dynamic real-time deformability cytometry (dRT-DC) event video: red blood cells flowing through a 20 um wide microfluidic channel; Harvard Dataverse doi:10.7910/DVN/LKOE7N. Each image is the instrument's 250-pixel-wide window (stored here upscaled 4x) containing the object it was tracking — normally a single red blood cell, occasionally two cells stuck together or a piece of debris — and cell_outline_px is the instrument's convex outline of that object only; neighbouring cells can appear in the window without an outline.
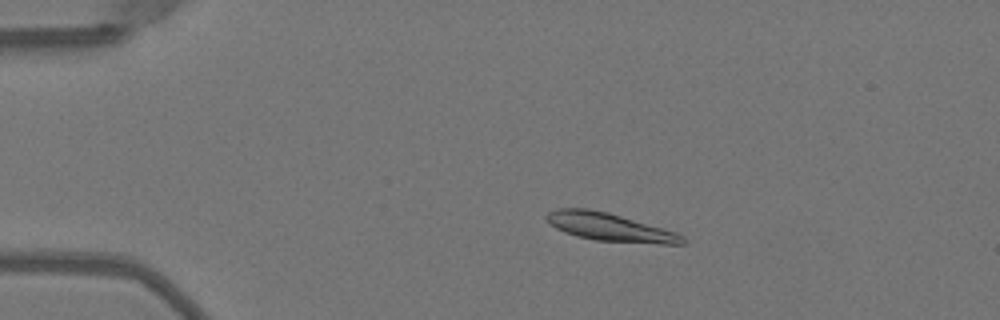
{"species": "Egyptian fruit bat (a non-hibernating species)", "species_latin": "Rousettus aegyptiacus", "temperature_condition": "warm", "stored_images_in_passage": 51, "camera_frame_rate_fps": 3000, "um_per_image_px": 0.085, "animal": {"sex": "female"}, "frame": {"image": 1, "passage_image": 11, "time_ms": 3.333, "image_size_px": [1000, 320], "cell_outline_px": [[688, 240], [684, 244], [660, 244], [596, 240], [576, 236], [564, 232], [556, 228], [544, 216], [548, 212], [556, 208], [588, 208], [608, 212], [676, 232], [684, 236]], "centroid_in_image_um": [51.85, 19.3], "position_along_channel_um": 33.2, "area_um2": 22.2}}
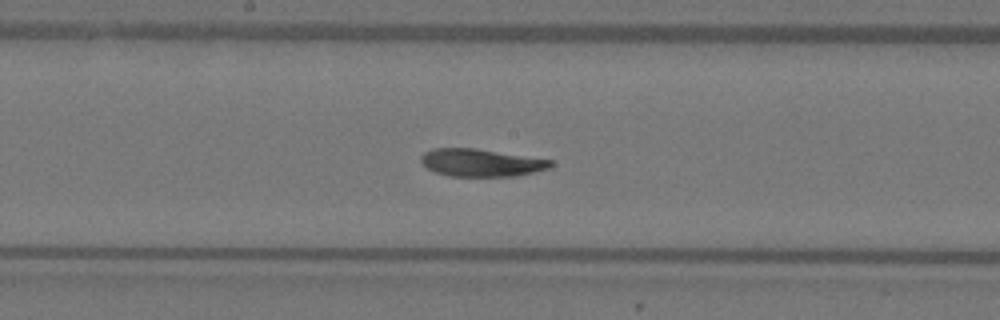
{"frame": {"image": 2, "passage_image": 28, "time_ms": 9.0, "image_size_px": [1000, 320], "cell_outline_px": [[552, 164], [548, 168], [516, 176], [448, 176], [436, 172], [428, 168], [420, 160], [420, 156], [424, 152], [432, 148], [476, 148], [552, 160]], "centroid_in_image_um": [40.85, 13.82], "position_along_channel_um": 207.3, "area_um2": 20.69}}
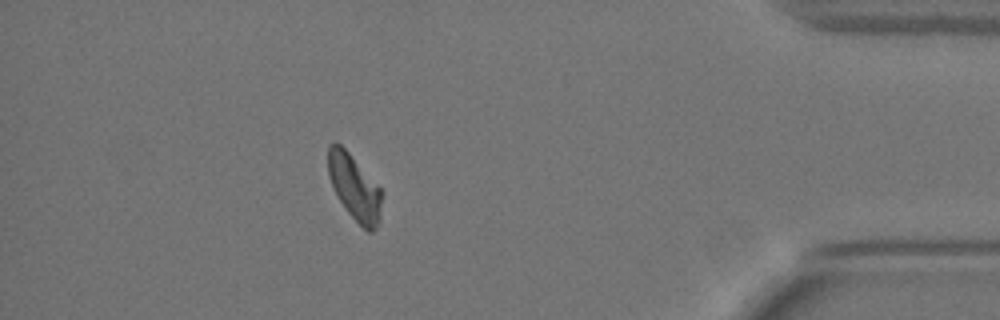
{"frame": {"image": 3, "passage_image": 46, "time_ms": 15.0, "image_size_px": [1000, 320], "cell_outline_px": [[384, 192], [380, 220], [376, 228], [372, 232], [368, 232], [344, 208], [328, 176], [328, 144], [336, 140], [348, 152]], "centroid_in_image_um": [30.15, 15.93], "position_along_channel_um": 405.0, "area_um2": 20.52}, "authors_computed_cell_mechanics": {"area_um2": 21.5594, "velocity_mm_per_s": 4.0224, "shape_relaxation_time_tau1_ms": 4.1591, "shape_relaxation_time_tau2_ms": 3.6874, "deformation_change_tau1": 0.1505, "deformation_change_tau2": 0.064}}